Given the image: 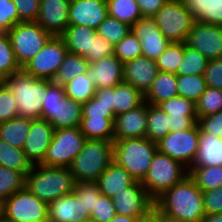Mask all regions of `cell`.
Wrapping results in <instances>:
<instances>
[{"instance_id":"1","label":"cell","mask_w":222,"mask_h":222,"mask_svg":"<svg viewBox=\"0 0 222 222\" xmlns=\"http://www.w3.org/2000/svg\"><path fill=\"white\" fill-rule=\"evenodd\" d=\"M154 205L168 217L183 222H200L205 216L202 191L189 175L164 191Z\"/></svg>"},{"instance_id":"2","label":"cell","mask_w":222,"mask_h":222,"mask_svg":"<svg viewBox=\"0 0 222 222\" xmlns=\"http://www.w3.org/2000/svg\"><path fill=\"white\" fill-rule=\"evenodd\" d=\"M25 186L40 200L50 203L72 193L75 180L70 168L37 164L26 174Z\"/></svg>"},{"instance_id":"3","label":"cell","mask_w":222,"mask_h":222,"mask_svg":"<svg viewBox=\"0 0 222 222\" xmlns=\"http://www.w3.org/2000/svg\"><path fill=\"white\" fill-rule=\"evenodd\" d=\"M2 81L13 93L20 117L32 120L42 119L40 98L52 82L51 80L35 78L22 68Z\"/></svg>"},{"instance_id":"4","label":"cell","mask_w":222,"mask_h":222,"mask_svg":"<svg viewBox=\"0 0 222 222\" xmlns=\"http://www.w3.org/2000/svg\"><path fill=\"white\" fill-rule=\"evenodd\" d=\"M40 100L42 119L48 121L54 130L80 127L82 104L68 98L63 86L52 81Z\"/></svg>"},{"instance_id":"5","label":"cell","mask_w":222,"mask_h":222,"mask_svg":"<svg viewBox=\"0 0 222 222\" xmlns=\"http://www.w3.org/2000/svg\"><path fill=\"white\" fill-rule=\"evenodd\" d=\"M157 151V143L147 137L114 140L113 161L124 167L136 181L141 182Z\"/></svg>"},{"instance_id":"6","label":"cell","mask_w":222,"mask_h":222,"mask_svg":"<svg viewBox=\"0 0 222 222\" xmlns=\"http://www.w3.org/2000/svg\"><path fill=\"white\" fill-rule=\"evenodd\" d=\"M113 142L98 139L86 140L84 147L69 167L75 182H96L113 162Z\"/></svg>"},{"instance_id":"7","label":"cell","mask_w":222,"mask_h":222,"mask_svg":"<svg viewBox=\"0 0 222 222\" xmlns=\"http://www.w3.org/2000/svg\"><path fill=\"white\" fill-rule=\"evenodd\" d=\"M188 175V168L181 162L157 151L141 184L148 195L155 200Z\"/></svg>"},{"instance_id":"8","label":"cell","mask_w":222,"mask_h":222,"mask_svg":"<svg viewBox=\"0 0 222 222\" xmlns=\"http://www.w3.org/2000/svg\"><path fill=\"white\" fill-rule=\"evenodd\" d=\"M0 218L5 222H40L48 218V203L25 186L0 204Z\"/></svg>"},{"instance_id":"9","label":"cell","mask_w":222,"mask_h":222,"mask_svg":"<svg viewBox=\"0 0 222 222\" xmlns=\"http://www.w3.org/2000/svg\"><path fill=\"white\" fill-rule=\"evenodd\" d=\"M7 33L21 68L29 63L53 37L51 33L45 31L36 21L19 22Z\"/></svg>"},{"instance_id":"10","label":"cell","mask_w":222,"mask_h":222,"mask_svg":"<svg viewBox=\"0 0 222 222\" xmlns=\"http://www.w3.org/2000/svg\"><path fill=\"white\" fill-rule=\"evenodd\" d=\"M86 140L80 127L54 130L52 141L41 165L69 168Z\"/></svg>"},{"instance_id":"11","label":"cell","mask_w":222,"mask_h":222,"mask_svg":"<svg viewBox=\"0 0 222 222\" xmlns=\"http://www.w3.org/2000/svg\"><path fill=\"white\" fill-rule=\"evenodd\" d=\"M153 18L170 42H186L195 22L182 0H168Z\"/></svg>"},{"instance_id":"12","label":"cell","mask_w":222,"mask_h":222,"mask_svg":"<svg viewBox=\"0 0 222 222\" xmlns=\"http://www.w3.org/2000/svg\"><path fill=\"white\" fill-rule=\"evenodd\" d=\"M199 148V126L196 123L192 128L169 132L159 142L157 149L181 162L188 169L192 166Z\"/></svg>"},{"instance_id":"13","label":"cell","mask_w":222,"mask_h":222,"mask_svg":"<svg viewBox=\"0 0 222 222\" xmlns=\"http://www.w3.org/2000/svg\"><path fill=\"white\" fill-rule=\"evenodd\" d=\"M67 54L63 38L53 36L23 69L35 78L53 81Z\"/></svg>"},{"instance_id":"14","label":"cell","mask_w":222,"mask_h":222,"mask_svg":"<svg viewBox=\"0 0 222 222\" xmlns=\"http://www.w3.org/2000/svg\"><path fill=\"white\" fill-rule=\"evenodd\" d=\"M208 60L222 57V26L195 21L185 42Z\"/></svg>"},{"instance_id":"15","label":"cell","mask_w":222,"mask_h":222,"mask_svg":"<svg viewBox=\"0 0 222 222\" xmlns=\"http://www.w3.org/2000/svg\"><path fill=\"white\" fill-rule=\"evenodd\" d=\"M116 214L130 217L144 215L152 206L154 200L148 195L140 181H135L112 197Z\"/></svg>"},{"instance_id":"16","label":"cell","mask_w":222,"mask_h":222,"mask_svg":"<svg viewBox=\"0 0 222 222\" xmlns=\"http://www.w3.org/2000/svg\"><path fill=\"white\" fill-rule=\"evenodd\" d=\"M131 32L139 39L142 56L157 61L171 43L160 31L153 17H142L131 27Z\"/></svg>"},{"instance_id":"17","label":"cell","mask_w":222,"mask_h":222,"mask_svg":"<svg viewBox=\"0 0 222 222\" xmlns=\"http://www.w3.org/2000/svg\"><path fill=\"white\" fill-rule=\"evenodd\" d=\"M107 16L106 0H70L69 26L83 25L97 30Z\"/></svg>"},{"instance_id":"18","label":"cell","mask_w":222,"mask_h":222,"mask_svg":"<svg viewBox=\"0 0 222 222\" xmlns=\"http://www.w3.org/2000/svg\"><path fill=\"white\" fill-rule=\"evenodd\" d=\"M70 0H40L36 22L53 36H61L69 26Z\"/></svg>"},{"instance_id":"19","label":"cell","mask_w":222,"mask_h":222,"mask_svg":"<svg viewBox=\"0 0 222 222\" xmlns=\"http://www.w3.org/2000/svg\"><path fill=\"white\" fill-rule=\"evenodd\" d=\"M54 128L46 120L37 119L31 127L23 151L32 165L41 164L53 138Z\"/></svg>"},{"instance_id":"20","label":"cell","mask_w":222,"mask_h":222,"mask_svg":"<svg viewBox=\"0 0 222 222\" xmlns=\"http://www.w3.org/2000/svg\"><path fill=\"white\" fill-rule=\"evenodd\" d=\"M147 102L139 107L115 116L114 140L146 138Z\"/></svg>"},{"instance_id":"21","label":"cell","mask_w":222,"mask_h":222,"mask_svg":"<svg viewBox=\"0 0 222 222\" xmlns=\"http://www.w3.org/2000/svg\"><path fill=\"white\" fill-rule=\"evenodd\" d=\"M123 72V63L115 55H109L90 63L87 74L96 89H101L112 88L123 82Z\"/></svg>"},{"instance_id":"22","label":"cell","mask_w":222,"mask_h":222,"mask_svg":"<svg viewBox=\"0 0 222 222\" xmlns=\"http://www.w3.org/2000/svg\"><path fill=\"white\" fill-rule=\"evenodd\" d=\"M48 218L53 222H82L90 219L82 198L74 192L48 203Z\"/></svg>"},{"instance_id":"23","label":"cell","mask_w":222,"mask_h":222,"mask_svg":"<svg viewBox=\"0 0 222 222\" xmlns=\"http://www.w3.org/2000/svg\"><path fill=\"white\" fill-rule=\"evenodd\" d=\"M124 82L129 83L145 94L158 73L156 61L145 56L123 64Z\"/></svg>"},{"instance_id":"24","label":"cell","mask_w":222,"mask_h":222,"mask_svg":"<svg viewBox=\"0 0 222 222\" xmlns=\"http://www.w3.org/2000/svg\"><path fill=\"white\" fill-rule=\"evenodd\" d=\"M135 181L124 167L119 166L113 161L99 176L96 183L103 195L112 198L117 193L124 191L125 188L132 185Z\"/></svg>"},{"instance_id":"25","label":"cell","mask_w":222,"mask_h":222,"mask_svg":"<svg viewBox=\"0 0 222 222\" xmlns=\"http://www.w3.org/2000/svg\"><path fill=\"white\" fill-rule=\"evenodd\" d=\"M97 30L83 26H68L61 35L68 53L86 58L91 53L92 40L97 36Z\"/></svg>"},{"instance_id":"26","label":"cell","mask_w":222,"mask_h":222,"mask_svg":"<svg viewBox=\"0 0 222 222\" xmlns=\"http://www.w3.org/2000/svg\"><path fill=\"white\" fill-rule=\"evenodd\" d=\"M204 166H222V138L199 129V148L191 167Z\"/></svg>"},{"instance_id":"27","label":"cell","mask_w":222,"mask_h":222,"mask_svg":"<svg viewBox=\"0 0 222 222\" xmlns=\"http://www.w3.org/2000/svg\"><path fill=\"white\" fill-rule=\"evenodd\" d=\"M176 96H178L177 75L158 71L155 80L144 94V100L148 104L158 105L162 101Z\"/></svg>"},{"instance_id":"28","label":"cell","mask_w":222,"mask_h":222,"mask_svg":"<svg viewBox=\"0 0 222 222\" xmlns=\"http://www.w3.org/2000/svg\"><path fill=\"white\" fill-rule=\"evenodd\" d=\"M195 21L222 26V0H182Z\"/></svg>"},{"instance_id":"29","label":"cell","mask_w":222,"mask_h":222,"mask_svg":"<svg viewBox=\"0 0 222 222\" xmlns=\"http://www.w3.org/2000/svg\"><path fill=\"white\" fill-rule=\"evenodd\" d=\"M145 102L144 94L126 82L114 87L113 112L115 116L133 110Z\"/></svg>"},{"instance_id":"30","label":"cell","mask_w":222,"mask_h":222,"mask_svg":"<svg viewBox=\"0 0 222 222\" xmlns=\"http://www.w3.org/2000/svg\"><path fill=\"white\" fill-rule=\"evenodd\" d=\"M32 121V119L18 116L0 123V140L13 147L23 149Z\"/></svg>"},{"instance_id":"31","label":"cell","mask_w":222,"mask_h":222,"mask_svg":"<svg viewBox=\"0 0 222 222\" xmlns=\"http://www.w3.org/2000/svg\"><path fill=\"white\" fill-rule=\"evenodd\" d=\"M115 117H82L80 130L87 139L114 141Z\"/></svg>"},{"instance_id":"32","label":"cell","mask_w":222,"mask_h":222,"mask_svg":"<svg viewBox=\"0 0 222 222\" xmlns=\"http://www.w3.org/2000/svg\"><path fill=\"white\" fill-rule=\"evenodd\" d=\"M89 65L83 56L68 53L59 66L53 82L63 86L78 75L87 74Z\"/></svg>"},{"instance_id":"33","label":"cell","mask_w":222,"mask_h":222,"mask_svg":"<svg viewBox=\"0 0 222 222\" xmlns=\"http://www.w3.org/2000/svg\"><path fill=\"white\" fill-rule=\"evenodd\" d=\"M170 132L169 116L159 106L147 103V133L146 137L153 142H159Z\"/></svg>"},{"instance_id":"34","label":"cell","mask_w":222,"mask_h":222,"mask_svg":"<svg viewBox=\"0 0 222 222\" xmlns=\"http://www.w3.org/2000/svg\"><path fill=\"white\" fill-rule=\"evenodd\" d=\"M0 166L22 172L25 176L33 167L24 151L0 140Z\"/></svg>"},{"instance_id":"35","label":"cell","mask_w":222,"mask_h":222,"mask_svg":"<svg viewBox=\"0 0 222 222\" xmlns=\"http://www.w3.org/2000/svg\"><path fill=\"white\" fill-rule=\"evenodd\" d=\"M108 15L116 18L130 27L137 23L143 16L135 0H106Z\"/></svg>"},{"instance_id":"36","label":"cell","mask_w":222,"mask_h":222,"mask_svg":"<svg viewBox=\"0 0 222 222\" xmlns=\"http://www.w3.org/2000/svg\"><path fill=\"white\" fill-rule=\"evenodd\" d=\"M188 172L202 192L222 187V166L190 167Z\"/></svg>"},{"instance_id":"37","label":"cell","mask_w":222,"mask_h":222,"mask_svg":"<svg viewBox=\"0 0 222 222\" xmlns=\"http://www.w3.org/2000/svg\"><path fill=\"white\" fill-rule=\"evenodd\" d=\"M208 61L197 49L184 42V55L176 75H204Z\"/></svg>"},{"instance_id":"38","label":"cell","mask_w":222,"mask_h":222,"mask_svg":"<svg viewBox=\"0 0 222 222\" xmlns=\"http://www.w3.org/2000/svg\"><path fill=\"white\" fill-rule=\"evenodd\" d=\"M63 88L68 98L81 104L86 103L91 97H94L96 91V87L88 74L78 75L63 85Z\"/></svg>"},{"instance_id":"39","label":"cell","mask_w":222,"mask_h":222,"mask_svg":"<svg viewBox=\"0 0 222 222\" xmlns=\"http://www.w3.org/2000/svg\"><path fill=\"white\" fill-rule=\"evenodd\" d=\"M207 88L204 75L177 76L178 96L196 103Z\"/></svg>"},{"instance_id":"40","label":"cell","mask_w":222,"mask_h":222,"mask_svg":"<svg viewBox=\"0 0 222 222\" xmlns=\"http://www.w3.org/2000/svg\"><path fill=\"white\" fill-rule=\"evenodd\" d=\"M20 69L8 33L0 32V81Z\"/></svg>"},{"instance_id":"41","label":"cell","mask_w":222,"mask_h":222,"mask_svg":"<svg viewBox=\"0 0 222 222\" xmlns=\"http://www.w3.org/2000/svg\"><path fill=\"white\" fill-rule=\"evenodd\" d=\"M26 176L19 171L0 166V204L25 187Z\"/></svg>"},{"instance_id":"42","label":"cell","mask_w":222,"mask_h":222,"mask_svg":"<svg viewBox=\"0 0 222 222\" xmlns=\"http://www.w3.org/2000/svg\"><path fill=\"white\" fill-rule=\"evenodd\" d=\"M184 55V42H171L156 61L158 71L177 74Z\"/></svg>"},{"instance_id":"43","label":"cell","mask_w":222,"mask_h":222,"mask_svg":"<svg viewBox=\"0 0 222 222\" xmlns=\"http://www.w3.org/2000/svg\"><path fill=\"white\" fill-rule=\"evenodd\" d=\"M131 31V27L114 17L107 16L97 28V34L112 45L119 43Z\"/></svg>"},{"instance_id":"44","label":"cell","mask_w":222,"mask_h":222,"mask_svg":"<svg viewBox=\"0 0 222 222\" xmlns=\"http://www.w3.org/2000/svg\"><path fill=\"white\" fill-rule=\"evenodd\" d=\"M196 104L197 117H205L222 111V90L208 87Z\"/></svg>"},{"instance_id":"45","label":"cell","mask_w":222,"mask_h":222,"mask_svg":"<svg viewBox=\"0 0 222 222\" xmlns=\"http://www.w3.org/2000/svg\"><path fill=\"white\" fill-rule=\"evenodd\" d=\"M114 55L124 64L142 56V46L139 39L130 31L114 46Z\"/></svg>"},{"instance_id":"46","label":"cell","mask_w":222,"mask_h":222,"mask_svg":"<svg viewBox=\"0 0 222 222\" xmlns=\"http://www.w3.org/2000/svg\"><path fill=\"white\" fill-rule=\"evenodd\" d=\"M157 106L168 114V116H197L196 104L181 96L164 100Z\"/></svg>"},{"instance_id":"47","label":"cell","mask_w":222,"mask_h":222,"mask_svg":"<svg viewBox=\"0 0 222 222\" xmlns=\"http://www.w3.org/2000/svg\"><path fill=\"white\" fill-rule=\"evenodd\" d=\"M73 192L82 198L83 205L90 214L95 209L96 199L102 194L96 182H75Z\"/></svg>"},{"instance_id":"48","label":"cell","mask_w":222,"mask_h":222,"mask_svg":"<svg viewBox=\"0 0 222 222\" xmlns=\"http://www.w3.org/2000/svg\"><path fill=\"white\" fill-rule=\"evenodd\" d=\"M16 99L9 87L0 81V123L18 117Z\"/></svg>"},{"instance_id":"49","label":"cell","mask_w":222,"mask_h":222,"mask_svg":"<svg viewBox=\"0 0 222 222\" xmlns=\"http://www.w3.org/2000/svg\"><path fill=\"white\" fill-rule=\"evenodd\" d=\"M116 215L112 198L103 194L96 199L95 209H92L90 219L96 222H109Z\"/></svg>"},{"instance_id":"50","label":"cell","mask_w":222,"mask_h":222,"mask_svg":"<svg viewBox=\"0 0 222 222\" xmlns=\"http://www.w3.org/2000/svg\"><path fill=\"white\" fill-rule=\"evenodd\" d=\"M18 23V11L12 0H0V32H8Z\"/></svg>"},{"instance_id":"51","label":"cell","mask_w":222,"mask_h":222,"mask_svg":"<svg viewBox=\"0 0 222 222\" xmlns=\"http://www.w3.org/2000/svg\"><path fill=\"white\" fill-rule=\"evenodd\" d=\"M18 11L19 22L36 21L40 10V0H12Z\"/></svg>"},{"instance_id":"52","label":"cell","mask_w":222,"mask_h":222,"mask_svg":"<svg viewBox=\"0 0 222 222\" xmlns=\"http://www.w3.org/2000/svg\"><path fill=\"white\" fill-rule=\"evenodd\" d=\"M82 117L102 118L115 117V115L111 107H108L96 97H91L86 103L82 104Z\"/></svg>"},{"instance_id":"53","label":"cell","mask_w":222,"mask_h":222,"mask_svg":"<svg viewBox=\"0 0 222 222\" xmlns=\"http://www.w3.org/2000/svg\"><path fill=\"white\" fill-rule=\"evenodd\" d=\"M114 45L97 35L92 40L91 53L85 58L89 63L99 61L103 57L114 55Z\"/></svg>"},{"instance_id":"54","label":"cell","mask_w":222,"mask_h":222,"mask_svg":"<svg viewBox=\"0 0 222 222\" xmlns=\"http://www.w3.org/2000/svg\"><path fill=\"white\" fill-rule=\"evenodd\" d=\"M197 124L201 132L222 138V111L198 118Z\"/></svg>"},{"instance_id":"55","label":"cell","mask_w":222,"mask_h":222,"mask_svg":"<svg viewBox=\"0 0 222 222\" xmlns=\"http://www.w3.org/2000/svg\"><path fill=\"white\" fill-rule=\"evenodd\" d=\"M204 77L208 87L222 90V57L208 61Z\"/></svg>"},{"instance_id":"56","label":"cell","mask_w":222,"mask_h":222,"mask_svg":"<svg viewBox=\"0 0 222 222\" xmlns=\"http://www.w3.org/2000/svg\"><path fill=\"white\" fill-rule=\"evenodd\" d=\"M202 194L205 215L222 213V187L203 191Z\"/></svg>"},{"instance_id":"57","label":"cell","mask_w":222,"mask_h":222,"mask_svg":"<svg viewBox=\"0 0 222 222\" xmlns=\"http://www.w3.org/2000/svg\"><path fill=\"white\" fill-rule=\"evenodd\" d=\"M197 120V116H169L170 132L192 128Z\"/></svg>"},{"instance_id":"58","label":"cell","mask_w":222,"mask_h":222,"mask_svg":"<svg viewBox=\"0 0 222 222\" xmlns=\"http://www.w3.org/2000/svg\"><path fill=\"white\" fill-rule=\"evenodd\" d=\"M143 17H153L168 0H135Z\"/></svg>"},{"instance_id":"59","label":"cell","mask_w":222,"mask_h":222,"mask_svg":"<svg viewBox=\"0 0 222 222\" xmlns=\"http://www.w3.org/2000/svg\"><path fill=\"white\" fill-rule=\"evenodd\" d=\"M113 95H114V87L112 88H101L96 89L94 97L98 100H101L105 105L111 107L113 111Z\"/></svg>"},{"instance_id":"60","label":"cell","mask_w":222,"mask_h":222,"mask_svg":"<svg viewBox=\"0 0 222 222\" xmlns=\"http://www.w3.org/2000/svg\"><path fill=\"white\" fill-rule=\"evenodd\" d=\"M137 222H163V213L154 205Z\"/></svg>"},{"instance_id":"61","label":"cell","mask_w":222,"mask_h":222,"mask_svg":"<svg viewBox=\"0 0 222 222\" xmlns=\"http://www.w3.org/2000/svg\"><path fill=\"white\" fill-rule=\"evenodd\" d=\"M137 218L116 214L109 222H137Z\"/></svg>"},{"instance_id":"62","label":"cell","mask_w":222,"mask_h":222,"mask_svg":"<svg viewBox=\"0 0 222 222\" xmlns=\"http://www.w3.org/2000/svg\"><path fill=\"white\" fill-rule=\"evenodd\" d=\"M200 222H222V213L205 215Z\"/></svg>"},{"instance_id":"63","label":"cell","mask_w":222,"mask_h":222,"mask_svg":"<svg viewBox=\"0 0 222 222\" xmlns=\"http://www.w3.org/2000/svg\"><path fill=\"white\" fill-rule=\"evenodd\" d=\"M163 222H183V221L168 217L167 215L163 214Z\"/></svg>"},{"instance_id":"64","label":"cell","mask_w":222,"mask_h":222,"mask_svg":"<svg viewBox=\"0 0 222 222\" xmlns=\"http://www.w3.org/2000/svg\"><path fill=\"white\" fill-rule=\"evenodd\" d=\"M82 222H96V221H94L93 219H87V220L82 221Z\"/></svg>"},{"instance_id":"65","label":"cell","mask_w":222,"mask_h":222,"mask_svg":"<svg viewBox=\"0 0 222 222\" xmlns=\"http://www.w3.org/2000/svg\"><path fill=\"white\" fill-rule=\"evenodd\" d=\"M40 222H53V221H51L49 218H47V219L40 221Z\"/></svg>"}]
</instances>
